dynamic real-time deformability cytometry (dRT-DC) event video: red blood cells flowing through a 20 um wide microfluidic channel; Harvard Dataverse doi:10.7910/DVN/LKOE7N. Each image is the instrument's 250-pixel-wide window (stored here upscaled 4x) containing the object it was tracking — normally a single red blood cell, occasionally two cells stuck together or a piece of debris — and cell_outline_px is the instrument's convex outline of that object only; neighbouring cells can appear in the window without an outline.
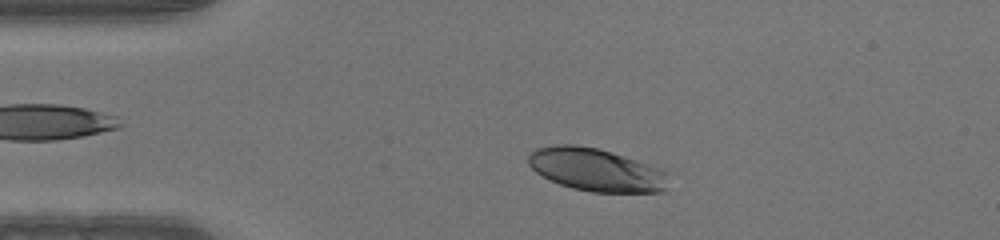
{"species": "human", "species_latin": "Homo sapiens", "temperature_condition": "warm", "stored_images_in_passage": 43, "camera_frame_rate_fps": 3000, "um_per_image_px": 0.085, "donor": {"sex": "male"}, "frame": {"image": 1, "passage_image": 6, "time_ms": 1.667, "image_size_px": [1000, 240], "cell_outline_px": [[668, 188], [664, 192], [592, 192], [572, 188], [560, 184], [536, 172], [528, 164], [528, 152], [536, 148], [556, 144], [572, 144], [596, 148], [612, 152], [664, 168]], "centroid_in_image_um": [50.69, 14.42], "position_along_channel_um": 34.3, "area_um2": 35.2}}
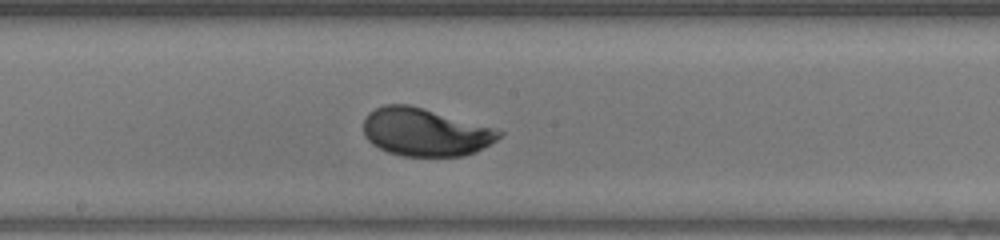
{"frame": {"image": 2, "passage_image": 21, "time_ms": 6.667, "image_size_px": [1000, 240], "cell_outline_px": [[504, 132], [496, 140], [476, 152], [464, 156], [404, 156], [388, 152], [372, 144], [364, 136], [364, 116], [368, 112], [384, 104], [408, 104], [424, 108], [492, 128]], "centroid_in_image_um": [36.09, 11.23], "position_along_channel_um": 212.1, "area_um2": 37.63}}
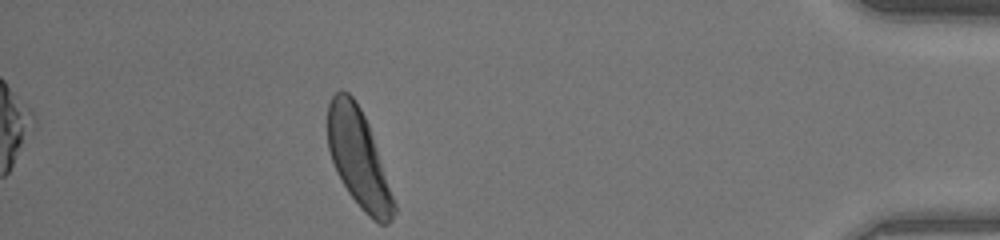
{"frame": {"image": 3, "passage_image": 38, "time_ms": 12.333, "image_size_px": [1000, 240], "cell_outline_px": [[396, 212], [392, 220], [388, 224], [380, 224], [372, 220], [360, 208], [348, 192], [332, 160], [328, 148], [328, 104], [332, 96], [340, 88], [348, 92], [352, 96], [360, 108], [368, 124], [396, 204]], "centroid_in_image_um": [30.48, 13.48], "position_along_channel_um": 404.7, "area_um2": 37.22}}